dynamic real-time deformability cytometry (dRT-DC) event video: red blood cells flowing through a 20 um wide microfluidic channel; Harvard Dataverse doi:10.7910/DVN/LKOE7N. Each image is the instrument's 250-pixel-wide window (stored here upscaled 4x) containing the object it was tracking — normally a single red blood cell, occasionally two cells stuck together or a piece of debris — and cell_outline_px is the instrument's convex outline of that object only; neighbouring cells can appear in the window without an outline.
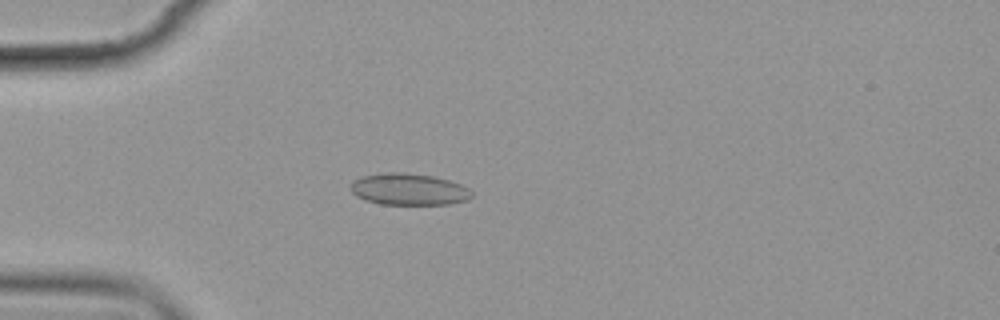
{"species": "common noctule bat (a hibernating species)", "species_latin": "Nyctalus noctula", "temperature_condition": "cold", "stored_images_in_passage": 7, "camera_frame_rate_fps": 3000, "um_per_image_px": 0.085, "animal": {"sex": "female", "body_mass_g": 19.9}, "frame": {"image": 1, "passage_image": 5, "time_ms": 4.667, "image_size_px": [1000, 320], "cell_outline_px": [[472, 196], [468, 200], [448, 204], [380, 204], [356, 196], [352, 192], [352, 180], [360, 176], [380, 172], [404, 172], [432, 176], [448, 180], [460, 184], [468, 188], [472, 192]], "centroid_in_image_um": [34.73, 16.08], "position_along_channel_um": 50.3, "area_um2": 22.37}}
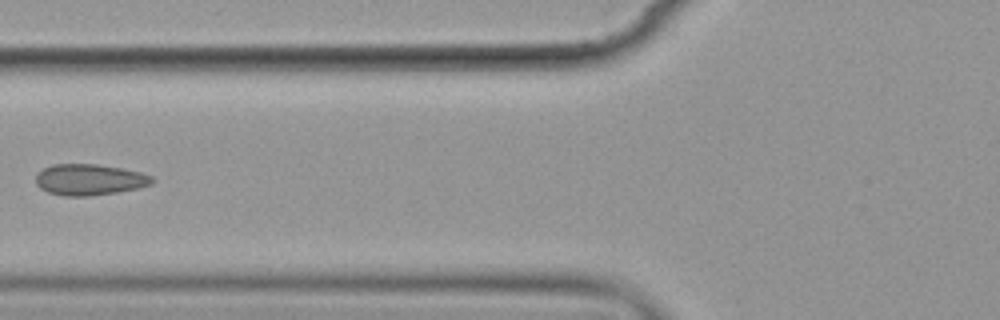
{"frame": {"image": 2, "passage_image": 7, "time_ms": 7.0, "image_size_px": [1000, 320], "cell_outline_px": [[156, 180], [152, 184], [136, 188], [116, 192], [88, 196], [64, 196], [48, 192], [40, 188], [36, 184], [36, 176], [44, 168], [52, 164], [96, 164], [120, 168], [140, 172], [152, 176]], "centroid_in_image_um": [7.6, 15.27], "position_along_channel_um": 118.2, "area_um2": 20.98}}